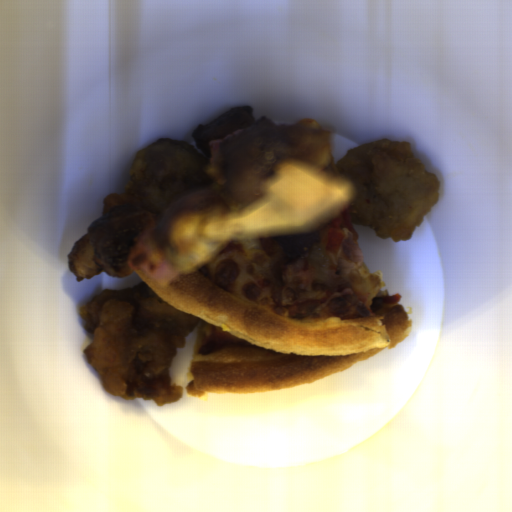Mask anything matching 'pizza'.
<instances>
[{
  "mask_svg": "<svg viewBox=\"0 0 512 512\" xmlns=\"http://www.w3.org/2000/svg\"><path fill=\"white\" fill-rule=\"evenodd\" d=\"M210 165L207 171V174L213 183H220L224 184L226 186L227 181L224 176V160L222 153L219 152V156L215 160H211V157L209 158Z\"/></svg>",
  "mask_w": 512,
  "mask_h": 512,
  "instance_id": "pizza-2",
  "label": "pizza"
},
{
  "mask_svg": "<svg viewBox=\"0 0 512 512\" xmlns=\"http://www.w3.org/2000/svg\"><path fill=\"white\" fill-rule=\"evenodd\" d=\"M330 142L278 163L260 197L180 213L162 238L150 217L127 255L164 302L198 317L186 392L208 395L292 389L387 352L406 341L402 295L388 296L381 272L361 258L349 271L367 314L297 320L282 306V271L318 240L335 253L359 239L346 212L351 181Z\"/></svg>",
  "mask_w": 512,
  "mask_h": 512,
  "instance_id": "pizza-1",
  "label": "pizza"
},
{
  "mask_svg": "<svg viewBox=\"0 0 512 512\" xmlns=\"http://www.w3.org/2000/svg\"><path fill=\"white\" fill-rule=\"evenodd\" d=\"M288 127L304 128V129H322L319 123L311 118H304ZM323 130V129H322Z\"/></svg>",
  "mask_w": 512,
  "mask_h": 512,
  "instance_id": "pizza-3",
  "label": "pizza"
}]
</instances>
